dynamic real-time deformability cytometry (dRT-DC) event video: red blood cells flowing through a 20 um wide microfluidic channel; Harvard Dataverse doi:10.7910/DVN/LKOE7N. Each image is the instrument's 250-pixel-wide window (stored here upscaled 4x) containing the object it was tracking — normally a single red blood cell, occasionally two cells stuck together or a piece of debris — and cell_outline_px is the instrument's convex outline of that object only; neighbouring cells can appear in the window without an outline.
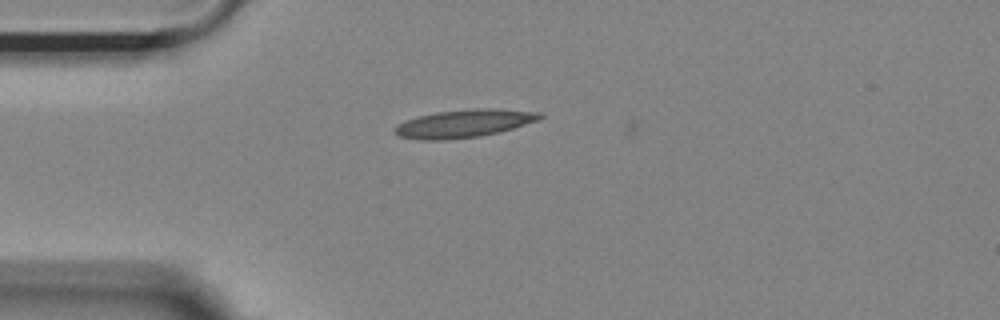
{"species": "Egyptian fruit bat (a non-hibernating species)", "species_latin": "Rousettus aegyptiacus", "temperature_condition": "room temperature", "stored_images_in_passage": 42, "camera_frame_rate_fps": 3000, "um_per_image_px": 0.085, "animal": {"sex": "female"}, "frame": {"image": 1, "passage_image": 2, "time_ms": 0.333, "image_size_px": [1000, 320], "cell_outline_px": [[544, 116], [540, 120], [500, 132], [480, 136], [444, 140], [420, 140], [400, 136], [392, 132], [392, 128], [404, 120], [416, 116], [436, 112], [472, 108], [496, 108], [544, 112]], "centroid_in_image_um": [39.46, 10.48], "position_along_channel_um": 45.5, "area_um2": 24.1}}
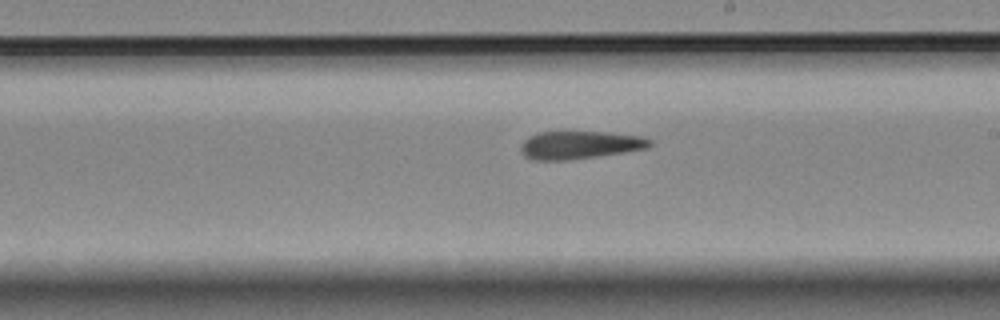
{"frame": {"image": 2, "passage_image": 19, "time_ms": 6.0, "image_size_px": [1000, 320], "cell_outline_px": [[652, 144], [648, 148], [624, 152], [568, 160], [532, 160], [524, 156], [520, 152], [520, 144], [528, 136], [540, 132], [608, 132], [644, 136], [652, 140]], "centroid_in_image_um": [49.27, 12.32], "position_along_channel_um": 239.7, "area_um2": 21.15}}
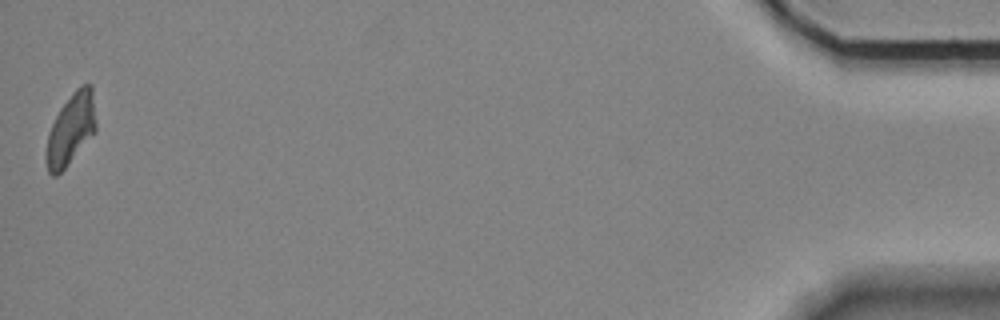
{"frame": {"image": 3, "passage_image": 42, "time_ms": 13.667, "image_size_px": [1000, 320], "cell_outline_px": [[96, 132], [64, 168], [56, 176], [52, 176], [48, 172], [44, 160], [48, 132], [60, 108], [72, 92], [80, 84], [92, 84], [96, 120]], "centroid_in_image_um": [6.02, 10.97], "position_along_channel_um": 429.2, "area_um2": 20.92}, "authors_computed_cell_mechanics": {"area_um2": 21.4438, "velocity_mm_per_s": 3.6799, "shape_relaxation_time_tau1_ms": null, "shape_relaxation_time_tau2_ms": 9.5231, "deformation_change_tau1": null, "deformation_change_tau2": 0.213}}